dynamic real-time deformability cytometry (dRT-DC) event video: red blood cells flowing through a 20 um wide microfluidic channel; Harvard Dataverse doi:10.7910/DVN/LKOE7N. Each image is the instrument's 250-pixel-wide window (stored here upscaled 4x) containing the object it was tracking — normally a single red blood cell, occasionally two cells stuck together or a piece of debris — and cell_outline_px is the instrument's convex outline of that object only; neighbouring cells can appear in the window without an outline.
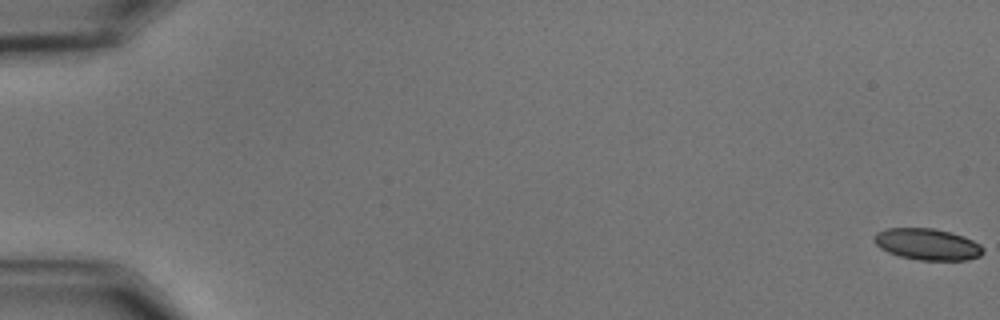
{"species": "common noctule bat (a hibernating species)", "species_latin": "Nyctalus noctula", "temperature_condition": "cold", "stored_images_in_passage": 39, "camera_frame_rate_fps": 3000, "um_per_image_px": 0.085, "animal": {"sex": "male", "body_mass_g": 15.6}, "frame": {"image": 1, "passage_image": 1, "time_ms": 0.0, "image_size_px": [1000, 320], "cell_outline_px": [[984, 252], [980, 256], [968, 260], [920, 260], [900, 256], [888, 252], [880, 248], [872, 240], [872, 236], [876, 232], [884, 228], [932, 228], [964, 236], [980, 244], [984, 248]], "centroid_in_image_um": [78.8, 20.76], "position_along_channel_um": 6.2, "area_um2": 20.11}}
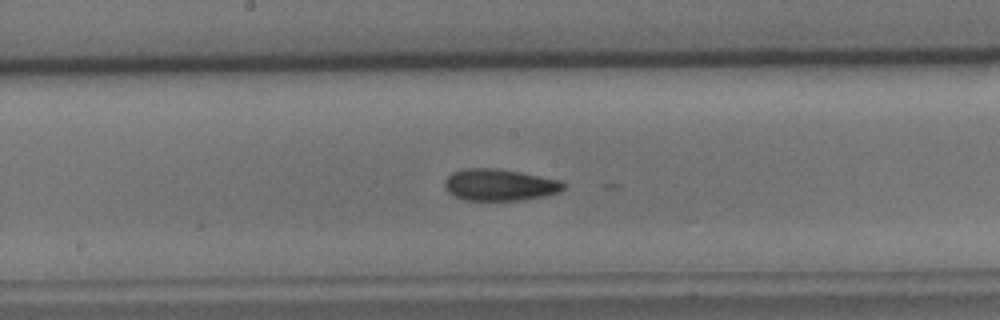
{"frame": {"image": 2, "passage_image": 32, "time_ms": 10.333, "image_size_px": [1000, 320], "cell_outline_px": [[564, 188], [560, 192], [544, 196], [520, 200], [464, 200], [448, 192], [444, 188], [444, 180], [452, 172], [460, 168], [496, 168], [520, 172], [560, 180], [564, 184]], "centroid_in_image_um": [42.43, 15.7], "position_along_channel_um": 205.8, "area_um2": 22.02}}
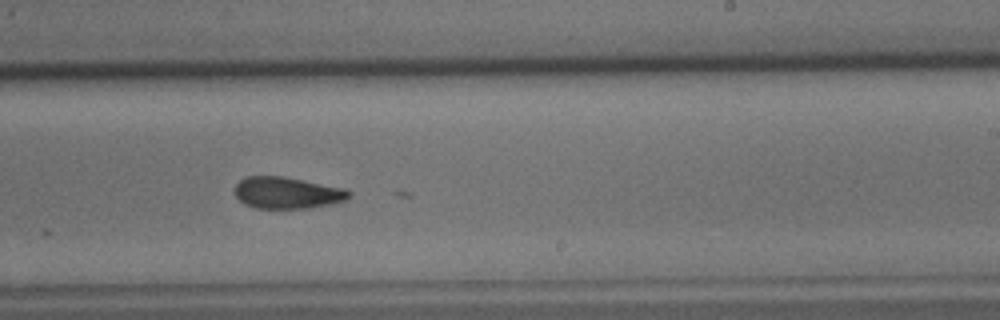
{"frame": {"image": 3, "passage_image": 37, "time_ms": 12.0, "image_size_px": [1000, 320], "cell_outline_px": [[352, 196], [344, 200], [328, 204], [308, 208], [256, 208], [244, 204], [236, 196], [236, 184], [244, 176], [284, 176], [344, 188], [352, 192]], "centroid_in_image_um": [24.4, 16.38], "position_along_channel_um": 264.6, "area_um2": 20.98}}